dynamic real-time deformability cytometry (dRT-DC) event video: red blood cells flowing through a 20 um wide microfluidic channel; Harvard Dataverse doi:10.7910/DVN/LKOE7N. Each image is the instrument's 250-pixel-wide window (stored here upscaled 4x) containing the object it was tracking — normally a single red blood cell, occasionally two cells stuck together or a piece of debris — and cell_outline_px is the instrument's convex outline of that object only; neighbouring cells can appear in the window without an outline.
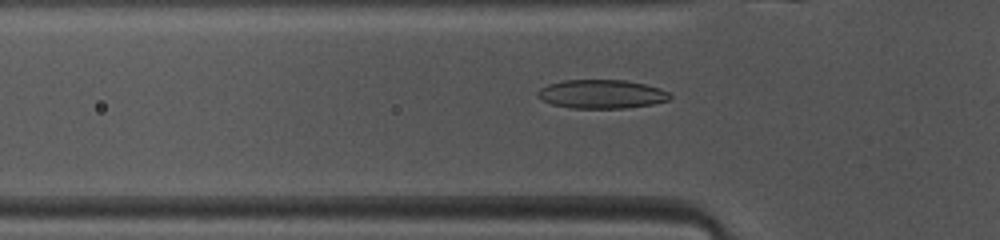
{"species": "common noctule bat (a hibernating species)", "species_latin": "Nyctalus noctula", "temperature_condition": "warm", "stored_images_in_passage": 46, "camera_frame_rate_fps": 3000, "um_per_image_px": 0.085, "animal": {"sex": "female", "body_mass_g": 10.0, "forearm_length_mm": 53.1}, "frame": {"image": 1, "passage_image": 13, "time_ms": 4.0, "image_size_px": [1000, 240], "cell_outline_px": [[672, 96], [668, 100], [652, 104], [624, 108], [572, 108], [552, 104], [536, 96], [536, 92], [540, 88], [548, 84], [564, 80], [624, 80], [644, 84], [660, 88], [668, 92]], "centroid_in_image_um": [51.12, 7.99], "position_along_channel_um": 74.7, "area_um2": 22.08}}
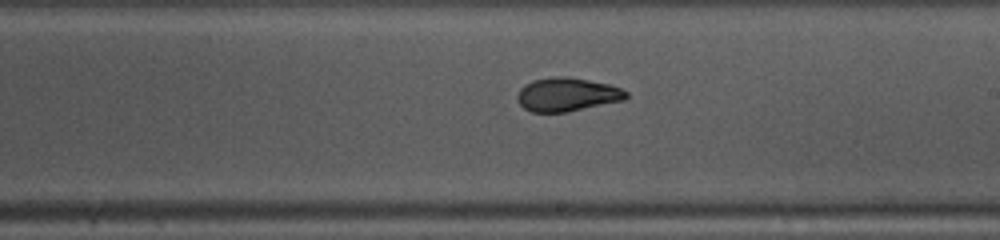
{"frame": {"image": 2, "passage_image": 25, "time_ms": 8.0, "image_size_px": [1000, 240], "cell_outline_px": [[628, 96], [624, 100], [568, 112], [532, 112], [524, 108], [520, 104], [516, 96], [520, 88], [524, 84], [532, 80], [552, 76], [568, 76], [608, 84], [620, 88], [628, 92]], "centroid_in_image_um": [48.18, 8.03], "position_along_channel_um": 240.8, "area_um2": 21.44}}
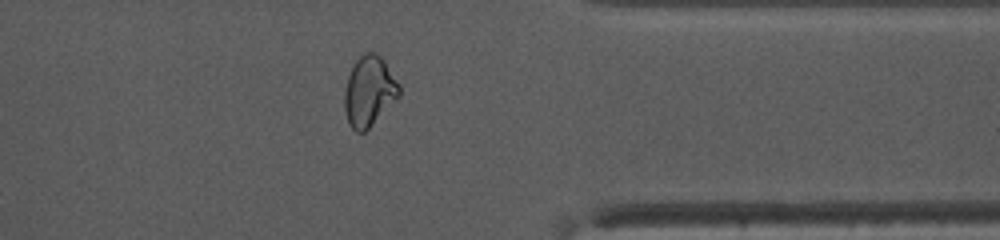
{"frame": {"image": 3, "passage_image": 36, "time_ms": 11.667, "image_size_px": [1000, 240], "cell_outline_px": [[400, 96], [364, 132], [356, 132], [348, 124], [344, 108], [344, 88], [348, 76], [356, 60], [364, 52], [376, 52], [384, 60], [400, 84]], "centroid_in_image_um": [31.37, 7.74], "position_along_channel_um": 380.0, "area_um2": 22.43}, "authors_computed_cell_mechanics": {"area_um2": 21.8195, "velocity_mm_per_s": 4.1204, "shape_relaxation_time_tau1_ms": 4.2984, "shape_relaxation_time_tau2_ms": 1.2311, "deformation_change_tau1": 0.1561, "deformation_change_tau2": 0.0665}}